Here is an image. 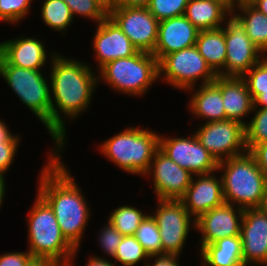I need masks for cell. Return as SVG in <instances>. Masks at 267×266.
Wrapping results in <instances>:
<instances>
[{"mask_svg":"<svg viewBox=\"0 0 267 266\" xmlns=\"http://www.w3.org/2000/svg\"><path fill=\"white\" fill-rule=\"evenodd\" d=\"M150 0H114L112 6L121 7H147Z\"/></svg>","mask_w":267,"mask_h":266,"instance_id":"43","label":"cell"},{"mask_svg":"<svg viewBox=\"0 0 267 266\" xmlns=\"http://www.w3.org/2000/svg\"><path fill=\"white\" fill-rule=\"evenodd\" d=\"M248 91L254 101V108H267V89H248Z\"/></svg>","mask_w":267,"mask_h":266,"instance_id":"41","label":"cell"},{"mask_svg":"<svg viewBox=\"0 0 267 266\" xmlns=\"http://www.w3.org/2000/svg\"><path fill=\"white\" fill-rule=\"evenodd\" d=\"M146 214L128 205L116 208L110 213L109 221L123 236H134Z\"/></svg>","mask_w":267,"mask_h":266,"instance_id":"28","label":"cell"},{"mask_svg":"<svg viewBox=\"0 0 267 266\" xmlns=\"http://www.w3.org/2000/svg\"><path fill=\"white\" fill-rule=\"evenodd\" d=\"M220 91L226 119L238 121L246 126L241 118L253 111L254 101L245 81L241 77L220 76Z\"/></svg>","mask_w":267,"mask_h":266,"instance_id":"21","label":"cell"},{"mask_svg":"<svg viewBox=\"0 0 267 266\" xmlns=\"http://www.w3.org/2000/svg\"><path fill=\"white\" fill-rule=\"evenodd\" d=\"M74 14L91 18L100 23L108 16V9L99 0H63Z\"/></svg>","mask_w":267,"mask_h":266,"instance_id":"33","label":"cell"},{"mask_svg":"<svg viewBox=\"0 0 267 266\" xmlns=\"http://www.w3.org/2000/svg\"><path fill=\"white\" fill-rule=\"evenodd\" d=\"M25 266H56L51 260L41 257H32Z\"/></svg>","mask_w":267,"mask_h":266,"instance_id":"45","label":"cell"},{"mask_svg":"<svg viewBox=\"0 0 267 266\" xmlns=\"http://www.w3.org/2000/svg\"><path fill=\"white\" fill-rule=\"evenodd\" d=\"M199 30L183 15L159 21L154 52L159 61L163 56L195 46Z\"/></svg>","mask_w":267,"mask_h":266,"instance_id":"19","label":"cell"},{"mask_svg":"<svg viewBox=\"0 0 267 266\" xmlns=\"http://www.w3.org/2000/svg\"><path fill=\"white\" fill-rule=\"evenodd\" d=\"M190 99V110L207 122L226 120L223 99L220 91V76L208 84H202Z\"/></svg>","mask_w":267,"mask_h":266,"instance_id":"22","label":"cell"},{"mask_svg":"<svg viewBox=\"0 0 267 266\" xmlns=\"http://www.w3.org/2000/svg\"><path fill=\"white\" fill-rule=\"evenodd\" d=\"M230 16L224 27L226 60L223 77H242L260 61L263 52L252 43L241 22L233 14Z\"/></svg>","mask_w":267,"mask_h":266,"instance_id":"12","label":"cell"},{"mask_svg":"<svg viewBox=\"0 0 267 266\" xmlns=\"http://www.w3.org/2000/svg\"><path fill=\"white\" fill-rule=\"evenodd\" d=\"M145 258L149 255L134 236H123L113 257L123 266H134Z\"/></svg>","mask_w":267,"mask_h":266,"instance_id":"30","label":"cell"},{"mask_svg":"<svg viewBox=\"0 0 267 266\" xmlns=\"http://www.w3.org/2000/svg\"><path fill=\"white\" fill-rule=\"evenodd\" d=\"M102 230L99 233V245L105 251V254L113 258L119 244L122 242L123 235L110 222Z\"/></svg>","mask_w":267,"mask_h":266,"instance_id":"36","label":"cell"},{"mask_svg":"<svg viewBox=\"0 0 267 266\" xmlns=\"http://www.w3.org/2000/svg\"><path fill=\"white\" fill-rule=\"evenodd\" d=\"M19 143H0V174L4 175L14 161Z\"/></svg>","mask_w":267,"mask_h":266,"instance_id":"37","label":"cell"},{"mask_svg":"<svg viewBox=\"0 0 267 266\" xmlns=\"http://www.w3.org/2000/svg\"><path fill=\"white\" fill-rule=\"evenodd\" d=\"M107 9H109L113 3L114 0H99Z\"/></svg>","mask_w":267,"mask_h":266,"instance_id":"50","label":"cell"},{"mask_svg":"<svg viewBox=\"0 0 267 266\" xmlns=\"http://www.w3.org/2000/svg\"><path fill=\"white\" fill-rule=\"evenodd\" d=\"M43 42L33 38L18 37L0 43V65L40 70L46 64Z\"/></svg>","mask_w":267,"mask_h":266,"instance_id":"20","label":"cell"},{"mask_svg":"<svg viewBox=\"0 0 267 266\" xmlns=\"http://www.w3.org/2000/svg\"><path fill=\"white\" fill-rule=\"evenodd\" d=\"M208 1H214L219 4H222L231 14L236 11L235 6L237 5V0H208Z\"/></svg>","mask_w":267,"mask_h":266,"instance_id":"46","label":"cell"},{"mask_svg":"<svg viewBox=\"0 0 267 266\" xmlns=\"http://www.w3.org/2000/svg\"><path fill=\"white\" fill-rule=\"evenodd\" d=\"M195 46L212 71L223 77L226 60L224 28L199 31Z\"/></svg>","mask_w":267,"mask_h":266,"instance_id":"24","label":"cell"},{"mask_svg":"<svg viewBox=\"0 0 267 266\" xmlns=\"http://www.w3.org/2000/svg\"><path fill=\"white\" fill-rule=\"evenodd\" d=\"M28 218V251L33 257L47 258L56 266L73 262L78 248L62 235L53 210L39 194Z\"/></svg>","mask_w":267,"mask_h":266,"instance_id":"3","label":"cell"},{"mask_svg":"<svg viewBox=\"0 0 267 266\" xmlns=\"http://www.w3.org/2000/svg\"><path fill=\"white\" fill-rule=\"evenodd\" d=\"M256 9L267 16V0H248Z\"/></svg>","mask_w":267,"mask_h":266,"instance_id":"47","label":"cell"},{"mask_svg":"<svg viewBox=\"0 0 267 266\" xmlns=\"http://www.w3.org/2000/svg\"><path fill=\"white\" fill-rule=\"evenodd\" d=\"M52 56L51 86H49L51 87L50 135L57 145L55 151H61L66 143L67 132L61 113L74 119L85 111L92 101V94L99 79L83 62L68 59L60 54Z\"/></svg>","mask_w":267,"mask_h":266,"instance_id":"1","label":"cell"},{"mask_svg":"<svg viewBox=\"0 0 267 266\" xmlns=\"http://www.w3.org/2000/svg\"><path fill=\"white\" fill-rule=\"evenodd\" d=\"M158 204L155 215L151 216L159 228L163 254L180 255L190 225L195 228V221H191V215L180 200L158 199Z\"/></svg>","mask_w":267,"mask_h":266,"instance_id":"11","label":"cell"},{"mask_svg":"<svg viewBox=\"0 0 267 266\" xmlns=\"http://www.w3.org/2000/svg\"><path fill=\"white\" fill-rule=\"evenodd\" d=\"M42 19L56 31H66L72 24L73 15L63 0H44L41 9Z\"/></svg>","mask_w":267,"mask_h":266,"instance_id":"27","label":"cell"},{"mask_svg":"<svg viewBox=\"0 0 267 266\" xmlns=\"http://www.w3.org/2000/svg\"><path fill=\"white\" fill-rule=\"evenodd\" d=\"M249 153L255 158L259 169L267 175V141L256 144Z\"/></svg>","mask_w":267,"mask_h":266,"instance_id":"39","label":"cell"},{"mask_svg":"<svg viewBox=\"0 0 267 266\" xmlns=\"http://www.w3.org/2000/svg\"><path fill=\"white\" fill-rule=\"evenodd\" d=\"M5 178H4V175H1L0 174V207L2 205V201L4 199V195H5Z\"/></svg>","mask_w":267,"mask_h":266,"instance_id":"49","label":"cell"},{"mask_svg":"<svg viewBox=\"0 0 267 266\" xmlns=\"http://www.w3.org/2000/svg\"><path fill=\"white\" fill-rule=\"evenodd\" d=\"M152 257L153 258L156 257L154 264L152 266H180L177 261L179 255H173V254L150 255L148 259Z\"/></svg>","mask_w":267,"mask_h":266,"instance_id":"40","label":"cell"},{"mask_svg":"<svg viewBox=\"0 0 267 266\" xmlns=\"http://www.w3.org/2000/svg\"><path fill=\"white\" fill-rule=\"evenodd\" d=\"M213 174L214 172L197 175L195 181L192 178L190 186L180 199L189 214L194 217V221L214 207L225 203L222 179H217Z\"/></svg>","mask_w":267,"mask_h":266,"instance_id":"18","label":"cell"},{"mask_svg":"<svg viewBox=\"0 0 267 266\" xmlns=\"http://www.w3.org/2000/svg\"><path fill=\"white\" fill-rule=\"evenodd\" d=\"M32 257L29 251L8 252L0 256V266H25Z\"/></svg>","mask_w":267,"mask_h":266,"instance_id":"38","label":"cell"},{"mask_svg":"<svg viewBox=\"0 0 267 266\" xmlns=\"http://www.w3.org/2000/svg\"><path fill=\"white\" fill-rule=\"evenodd\" d=\"M231 13L222 5L208 0H189L184 16L199 30L221 28Z\"/></svg>","mask_w":267,"mask_h":266,"instance_id":"25","label":"cell"},{"mask_svg":"<svg viewBox=\"0 0 267 266\" xmlns=\"http://www.w3.org/2000/svg\"><path fill=\"white\" fill-rule=\"evenodd\" d=\"M153 176L154 192L160 200H180L192 181V174L178 166L159 149L145 175Z\"/></svg>","mask_w":267,"mask_h":266,"instance_id":"14","label":"cell"},{"mask_svg":"<svg viewBox=\"0 0 267 266\" xmlns=\"http://www.w3.org/2000/svg\"><path fill=\"white\" fill-rule=\"evenodd\" d=\"M200 250L203 266H244L241 236L224 237Z\"/></svg>","mask_w":267,"mask_h":266,"instance_id":"23","label":"cell"},{"mask_svg":"<svg viewBox=\"0 0 267 266\" xmlns=\"http://www.w3.org/2000/svg\"><path fill=\"white\" fill-rule=\"evenodd\" d=\"M59 153L51 154L42 169L37 194L53 210L62 235L74 248H79L91 213L67 166L60 161Z\"/></svg>","mask_w":267,"mask_h":266,"instance_id":"2","label":"cell"},{"mask_svg":"<svg viewBox=\"0 0 267 266\" xmlns=\"http://www.w3.org/2000/svg\"><path fill=\"white\" fill-rule=\"evenodd\" d=\"M97 25L93 47L99 69L109 61L127 58L138 52L130 39L109 16Z\"/></svg>","mask_w":267,"mask_h":266,"instance_id":"17","label":"cell"},{"mask_svg":"<svg viewBox=\"0 0 267 266\" xmlns=\"http://www.w3.org/2000/svg\"><path fill=\"white\" fill-rule=\"evenodd\" d=\"M257 208H259L261 211L267 214V178L264 186L263 196Z\"/></svg>","mask_w":267,"mask_h":266,"instance_id":"48","label":"cell"},{"mask_svg":"<svg viewBox=\"0 0 267 266\" xmlns=\"http://www.w3.org/2000/svg\"><path fill=\"white\" fill-rule=\"evenodd\" d=\"M237 11L241 15L232 13L244 26L246 34L252 43L264 54L267 52V16L256 9L248 0L238 1Z\"/></svg>","mask_w":267,"mask_h":266,"instance_id":"26","label":"cell"},{"mask_svg":"<svg viewBox=\"0 0 267 266\" xmlns=\"http://www.w3.org/2000/svg\"><path fill=\"white\" fill-rule=\"evenodd\" d=\"M253 111H255L253 118L245 126L248 152L256 144L267 141V108H253Z\"/></svg>","mask_w":267,"mask_h":266,"instance_id":"31","label":"cell"},{"mask_svg":"<svg viewBox=\"0 0 267 266\" xmlns=\"http://www.w3.org/2000/svg\"><path fill=\"white\" fill-rule=\"evenodd\" d=\"M0 76L50 133L51 92L48 87L50 83L40 70L0 65Z\"/></svg>","mask_w":267,"mask_h":266,"instance_id":"7","label":"cell"},{"mask_svg":"<svg viewBox=\"0 0 267 266\" xmlns=\"http://www.w3.org/2000/svg\"><path fill=\"white\" fill-rule=\"evenodd\" d=\"M243 213V208L224 203L196 219L195 228L202 233L200 249L224 237L240 236Z\"/></svg>","mask_w":267,"mask_h":266,"instance_id":"15","label":"cell"},{"mask_svg":"<svg viewBox=\"0 0 267 266\" xmlns=\"http://www.w3.org/2000/svg\"><path fill=\"white\" fill-rule=\"evenodd\" d=\"M158 69L159 77L163 73L166 82L182 90H194L193 87L200 78L202 84H208L217 77L196 46L163 56L158 61Z\"/></svg>","mask_w":267,"mask_h":266,"instance_id":"8","label":"cell"},{"mask_svg":"<svg viewBox=\"0 0 267 266\" xmlns=\"http://www.w3.org/2000/svg\"><path fill=\"white\" fill-rule=\"evenodd\" d=\"M32 0H0V21L17 23L30 10Z\"/></svg>","mask_w":267,"mask_h":266,"instance_id":"34","label":"cell"},{"mask_svg":"<svg viewBox=\"0 0 267 266\" xmlns=\"http://www.w3.org/2000/svg\"><path fill=\"white\" fill-rule=\"evenodd\" d=\"M189 0H150L147 9L158 20L183 16Z\"/></svg>","mask_w":267,"mask_h":266,"instance_id":"32","label":"cell"},{"mask_svg":"<svg viewBox=\"0 0 267 266\" xmlns=\"http://www.w3.org/2000/svg\"><path fill=\"white\" fill-rule=\"evenodd\" d=\"M6 126L5 122L0 120V143H19V137L11 134Z\"/></svg>","mask_w":267,"mask_h":266,"instance_id":"42","label":"cell"},{"mask_svg":"<svg viewBox=\"0 0 267 266\" xmlns=\"http://www.w3.org/2000/svg\"><path fill=\"white\" fill-rule=\"evenodd\" d=\"M194 134L218 162L247 152L245 125L238 121L206 122Z\"/></svg>","mask_w":267,"mask_h":266,"instance_id":"9","label":"cell"},{"mask_svg":"<svg viewBox=\"0 0 267 266\" xmlns=\"http://www.w3.org/2000/svg\"><path fill=\"white\" fill-rule=\"evenodd\" d=\"M90 260H88L87 265L86 266H116L115 263L113 264L110 261H107L105 259H102L100 257H92L89 258ZM73 264L71 262H68V264L66 266H72Z\"/></svg>","mask_w":267,"mask_h":266,"instance_id":"44","label":"cell"},{"mask_svg":"<svg viewBox=\"0 0 267 266\" xmlns=\"http://www.w3.org/2000/svg\"><path fill=\"white\" fill-rule=\"evenodd\" d=\"M159 150L194 176L218 172L219 162L201 145L195 134L190 138L159 136Z\"/></svg>","mask_w":267,"mask_h":266,"instance_id":"13","label":"cell"},{"mask_svg":"<svg viewBox=\"0 0 267 266\" xmlns=\"http://www.w3.org/2000/svg\"><path fill=\"white\" fill-rule=\"evenodd\" d=\"M217 170L224 171L221 179L225 203L237 204L243 209L259 206L267 175L259 169L248 151L219 161Z\"/></svg>","mask_w":267,"mask_h":266,"instance_id":"4","label":"cell"},{"mask_svg":"<svg viewBox=\"0 0 267 266\" xmlns=\"http://www.w3.org/2000/svg\"><path fill=\"white\" fill-rule=\"evenodd\" d=\"M108 16L118 25L138 51L154 52L159 21L147 7L111 6L108 9Z\"/></svg>","mask_w":267,"mask_h":266,"instance_id":"10","label":"cell"},{"mask_svg":"<svg viewBox=\"0 0 267 266\" xmlns=\"http://www.w3.org/2000/svg\"><path fill=\"white\" fill-rule=\"evenodd\" d=\"M99 73L98 79L118 92L141 96L159 77L158 60L152 53L138 51L133 56L107 62Z\"/></svg>","mask_w":267,"mask_h":266,"instance_id":"6","label":"cell"},{"mask_svg":"<svg viewBox=\"0 0 267 266\" xmlns=\"http://www.w3.org/2000/svg\"><path fill=\"white\" fill-rule=\"evenodd\" d=\"M240 236L244 266L267 265V214L259 208L244 209Z\"/></svg>","mask_w":267,"mask_h":266,"instance_id":"16","label":"cell"},{"mask_svg":"<svg viewBox=\"0 0 267 266\" xmlns=\"http://www.w3.org/2000/svg\"><path fill=\"white\" fill-rule=\"evenodd\" d=\"M159 136L146 128L130 127L101 143L100 151L126 172L145 176L159 149Z\"/></svg>","mask_w":267,"mask_h":266,"instance_id":"5","label":"cell"},{"mask_svg":"<svg viewBox=\"0 0 267 266\" xmlns=\"http://www.w3.org/2000/svg\"><path fill=\"white\" fill-rule=\"evenodd\" d=\"M263 57L241 77L248 89H267V56Z\"/></svg>","mask_w":267,"mask_h":266,"instance_id":"35","label":"cell"},{"mask_svg":"<svg viewBox=\"0 0 267 266\" xmlns=\"http://www.w3.org/2000/svg\"><path fill=\"white\" fill-rule=\"evenodd\" d=\"M134 237L142 245L149 256L163 254L159 228L150 214L146 215L141 221Z\"/></svg>","mask_w":267,"mask_h":266,"instance_id":"29","label":"cell"}]
</instances>
